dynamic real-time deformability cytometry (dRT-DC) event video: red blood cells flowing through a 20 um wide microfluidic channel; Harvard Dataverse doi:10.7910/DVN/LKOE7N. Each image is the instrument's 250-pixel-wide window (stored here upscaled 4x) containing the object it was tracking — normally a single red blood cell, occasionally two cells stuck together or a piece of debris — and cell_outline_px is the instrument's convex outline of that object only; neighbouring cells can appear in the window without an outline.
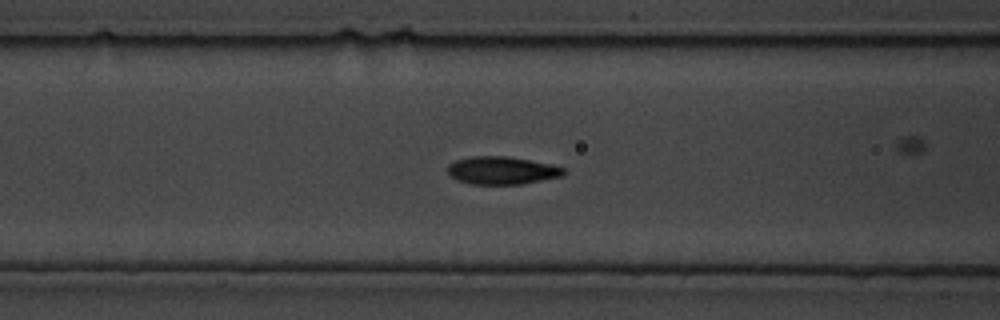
{"species": "common noctule bat (a hibernating species)", "species_latin": "Nyctalus noctula", "temperature_condition": "cold", "stored_images_in_passage": 63, "camera_frame_rate_fps": 3000, "um_per_image_px": 0.085, "animal": {"sex": "male", "body_mass_g": 19.5, "forearm_length_mm": 54.6}, "frame": {"image": 1, "passage_image": 7, "time_ms": 2.0, "image_size_px": [1000, 320], "cell_outline_px": [[564, 176], [520, 184], [468, 184], [456, 180], [448, 172], [448, 164], [456, 160], [472, 156], [508, 156], [552, 164], [564, 168]], "centroid_in_image_um": [42.66, 14.49], "position_along_channel_um": 123.9, "area_um2": 18.84}}
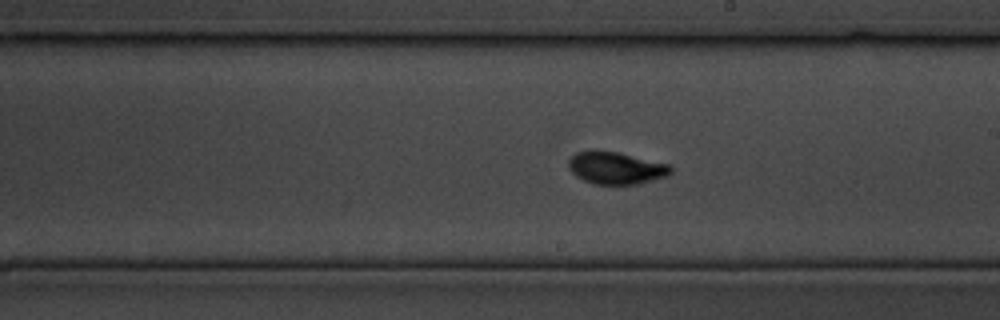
{"frame": {"image": 2, "passage_image": 26, "time_ms": 8.333, "image_size_px": [1000, 320], "cell_outline_px": [[672, 172], [668, 176], [636, 184], [596, 184], [584, 180], [576, 176], [568, 168], [568, 160], [576, 152], [588, 148], [596, 148], [616, 152], [672, 164]], "centroid_in_image_um": [52.34, 14.24], "position_along_channel_um": 236.7, "area_um2": 19.65}}
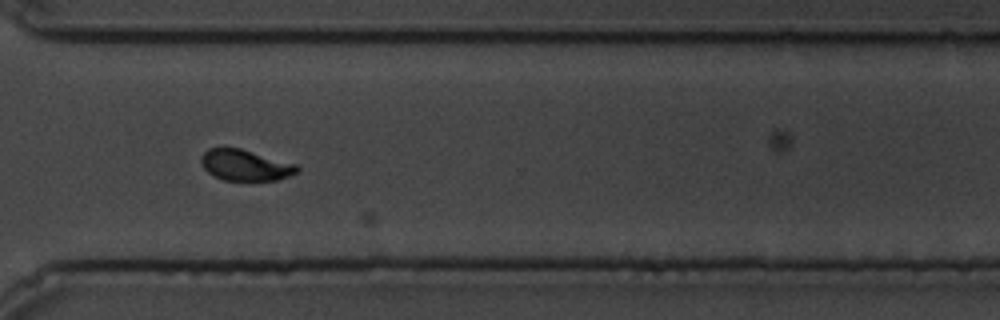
{"frame": {"image": 3, "passage_image": 45, "time_ms": 14.667, "image_size_px": [1000, 320], "cell_outline_px": [[300, 172], [276, 180], [224, 180], [212, 176], [200, 164], [200, 156], [208, 148], [240, 148], [296, 164], [300, 168]], "centroid_in_image_um": [20.83, 14.04], "position_along_channel_um": 349.8, "area_um2": 17.4}}